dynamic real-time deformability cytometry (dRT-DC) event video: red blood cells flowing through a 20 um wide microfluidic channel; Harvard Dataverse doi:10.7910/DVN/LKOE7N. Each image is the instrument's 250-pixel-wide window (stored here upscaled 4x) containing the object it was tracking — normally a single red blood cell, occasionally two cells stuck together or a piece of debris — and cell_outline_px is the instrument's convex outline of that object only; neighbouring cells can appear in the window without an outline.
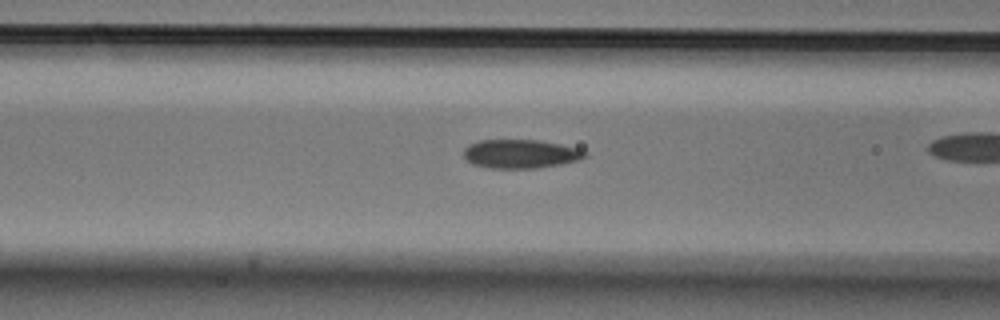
{"species": "Egyptian fruit bat (a non-hibernating species)", "species_latin": "Rousettus aegyptiacus", "temperature_condition": "cold", "stored_images_in_passage": 36, "camera_frame_rate_fps": 3000, "um_per_image_px": 0.085, "animal": {"sex": "male"}, "frame": {"image": 1, "passage_image": 16, "time_ms": 5.0, "image_size_px": [1000, 320], "cell_outline_px": [[588, 156], [580, 160], [560, 164], [536, 168], [492, 168], [472, 164], [464, 156], [464, 148], [468, 144], [480, 140], [536, 140], [560, 144], [580, 148], [588, 152]], "centroid_in_image_um": [44.28, 13.07], "position_along_channel_um": 122.3, "area_um2": 20.4}}
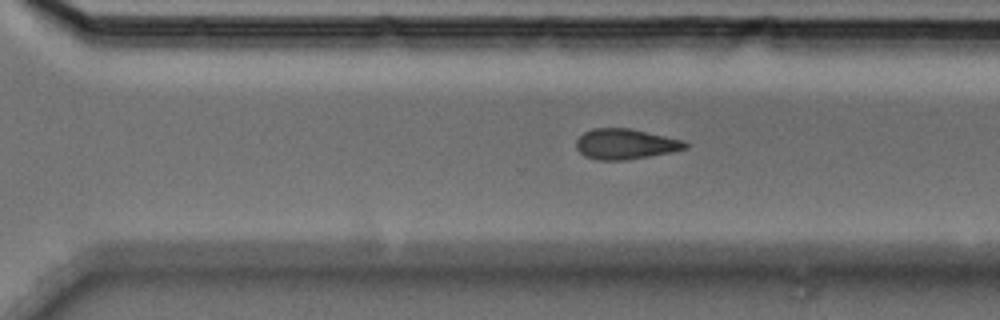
{"frame": {"image": 2, "passage_image": 31, "time_ms": 10.0, "image_size_px": [1000, 320], "cell_outline_px": [[692, 144], [688, 148], [672, 152], [624, 160], [596, 160], [584, 156], [576, 148], [576, 140], [584, 132], [592, 128], [632, 128], [684, 140]], "centroid_in_image_um": [53.19, 12.23], "position_along_channel_um": 317.4, "area_um2": 19.59}}